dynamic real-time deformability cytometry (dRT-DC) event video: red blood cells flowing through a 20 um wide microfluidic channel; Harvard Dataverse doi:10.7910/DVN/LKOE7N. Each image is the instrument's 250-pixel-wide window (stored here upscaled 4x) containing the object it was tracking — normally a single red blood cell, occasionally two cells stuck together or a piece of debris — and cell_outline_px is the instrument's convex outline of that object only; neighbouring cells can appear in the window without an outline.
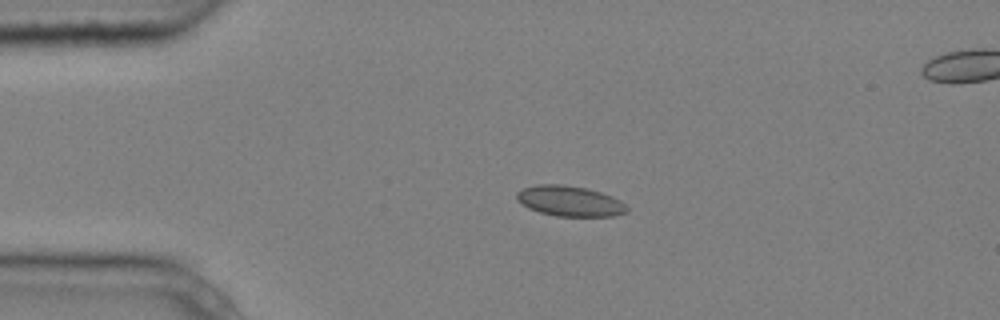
{"species": "common noctule bat (a hibernating species)", "species_latin": "Nyctalus noctula", "temperature_condition": "cold", "stored_images_in_passage": 3, "segment_of_instrument_passage": [1, 2], "camera_frame_rate_fps": 3000, "um_per_image_px": 0.085, "animal": {"sex": "male", "body_mass_g": 20.4}, "frame": {"image": 1, "passage_image": 1, "time_ms": 0.0, "image_size_px": [1000, 320], "cell_outline_px": [[628, 212], [616, 216], [556, 216], [540, 212], [528, 208], [516, 200], [516, 192], [524, 188], [536, 184], [564, 184], [588, 188], [612, 196], [620, 200], [628, 208]], "centroid_in_image_um": [48.43, 17.08], "position_along_channel_um": 36.6, "area_um2": 19.71}}